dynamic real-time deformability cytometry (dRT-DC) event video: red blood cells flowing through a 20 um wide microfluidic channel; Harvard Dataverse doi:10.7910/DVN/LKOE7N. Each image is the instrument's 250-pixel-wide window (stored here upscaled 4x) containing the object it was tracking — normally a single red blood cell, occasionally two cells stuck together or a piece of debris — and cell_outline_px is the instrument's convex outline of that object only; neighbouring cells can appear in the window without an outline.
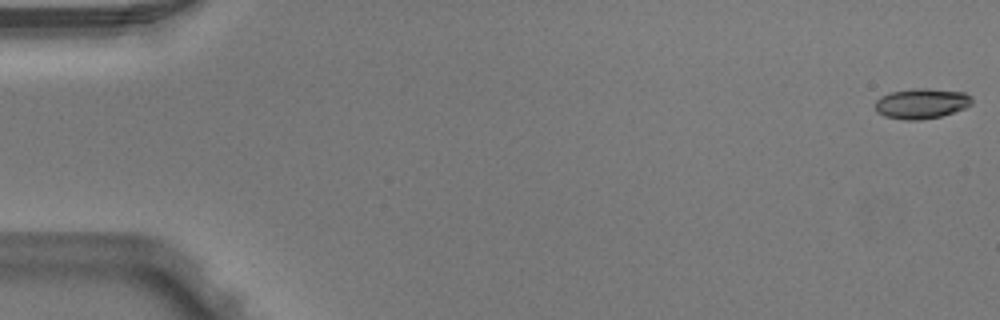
{"species": "Egyptian fruit bat (a non-hibernating species)", "species_latin": "Rousettus aegyptiacus", "temperature_condition": "warm", "stored_images_in_passage": 6, "camera_frame_rate_fps": 3000, "um_per_image_px": 0.085, "animal": {"sex": "male"}, "frame": {"image": 1, "passage_image": 1, "time_ms": 0.0, "image_size_px": [1000, 320], "cell_outline_px": [[972, 104], [964, 108], [940, 116], [920, 120], [904, 120], [884, 116], [876, 112], [876, 100], [880, 96], [888, 92], [912, 88], [928, 88], [964, 92], [972, 96]], "centroid_in_image_um": [78.3, 8.78], "position_along_channel_um": 6.7, "area_um2": 17.22}}